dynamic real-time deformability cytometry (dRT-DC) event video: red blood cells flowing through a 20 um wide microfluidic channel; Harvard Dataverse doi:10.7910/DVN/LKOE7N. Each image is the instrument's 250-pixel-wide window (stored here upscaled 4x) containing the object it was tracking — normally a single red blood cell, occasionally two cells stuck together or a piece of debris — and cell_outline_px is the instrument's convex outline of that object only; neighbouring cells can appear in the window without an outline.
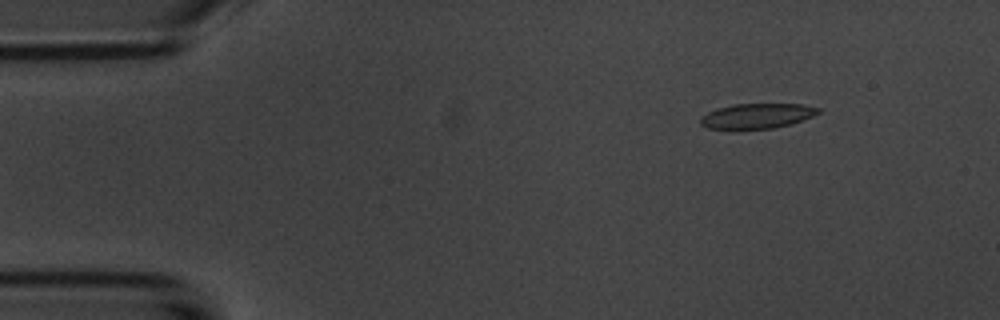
{"species": "common noctule bat (a hibernating species)", "species_latin": "Nyctalus noctula", "temperature_condition": "room temperature", "stored_images_in_passage": 9, "camera_frame_rate_fps": 3000, "um_per_image_px": 0.085, "animal": {"sex": "male", "body_mass_g": 20.1, "forearm_length_mm": 53.5}, "frame": {"image": 1, "passage_image": 2, "time_ms": 2.0, "image_size_px": [1000, 320], "cell_outline_px": [[820, 112], [812, 116], [792, 124], [772, 128], [708, 128], [700, 124], [700, 116], [716, 108], [732, 104], [804, 104], [820, 108]], "centroid_in_image_um": [64.35, 9.83], "position_along_channel_um": 20.7, "area_um2": 17.05}}
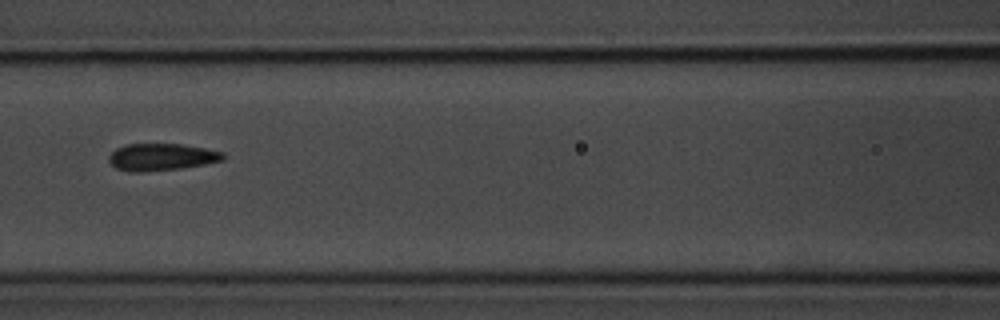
{"frame": {"image": 2, "passage_image": 7, "time_ms": 7.667, "image_size_px": [1000, 320], "cell_outline_px": [[224, 160], [204, 164], [180, 168], [140, 172], [128, 172], [116, 168], [108, 160], [108, 156], [116, 148], [124, 144], [180, 144], [204, 148], [224, 152]], "centroid_in_image_um": [13.69, 13.34], "position_along_channel_um": 152.9, "area_um2": 17.98}}
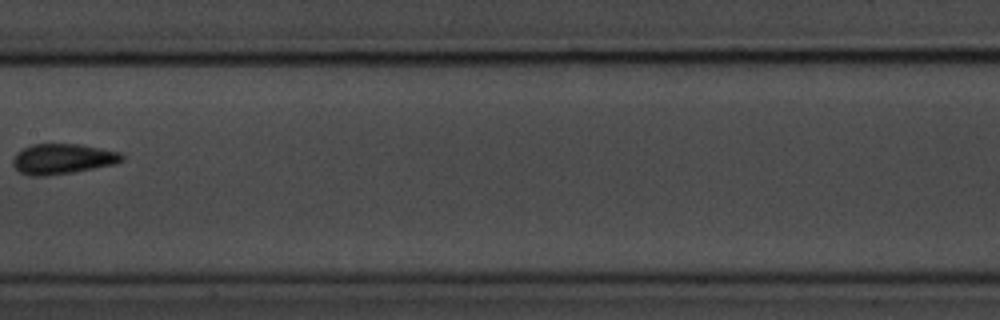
{"frame": {"image": 3, "passage_image": 8, "time_ms": 9.0, "image_size_px": [1000, 320], "cell_outline_px": [[124, 160], [116, 164], [72, 172], [44, 176], [32, 176], [20, 172], [12, 164], [12, 160], [16, 152], [32, 144], [80, 144], [120, 152], [124, 156]], "centroid_in_image_um": [5.32, 13.5], "position_along_channel_um": 202.1, "area_um2": 19.25}}